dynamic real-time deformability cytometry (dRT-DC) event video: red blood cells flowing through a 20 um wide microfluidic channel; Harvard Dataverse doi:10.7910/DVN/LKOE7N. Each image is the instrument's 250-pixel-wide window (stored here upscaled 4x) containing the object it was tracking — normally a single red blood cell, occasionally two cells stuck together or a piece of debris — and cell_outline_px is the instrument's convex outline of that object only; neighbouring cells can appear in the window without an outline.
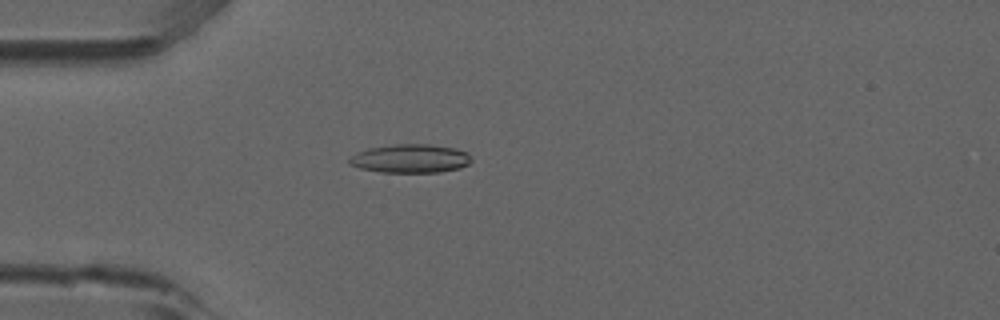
{"species": "common noctule bat (a hibernating species)", "species_latin": "Nyctalus noctula", "temperature_condition": "room temperature", "stored_images_in_passage": 53, "camera_frame_rate_fps": 3000, "um_per_image_px": 0.085, "animal": {"sex": "male", "forearm_length_mm": 52.5}, "frame": {"image": 1, "passage_image": 15, "time_ms": 4.667, "image_size_px": [1000, 320], "cell_outline_px": [[472, 160], [468, 164], [460, 168], [440, 172], [380, 172], [360, 168], [348, 164], [348, 160], [356, 152], [368, 148], [396, 144], [428, 144], [456, 148], [468, 152], [472, 156]], "centroid_in_image_um": [34.9, 13.47], "position_along_channel_um": 50.1, "area_um2": 20.52}}
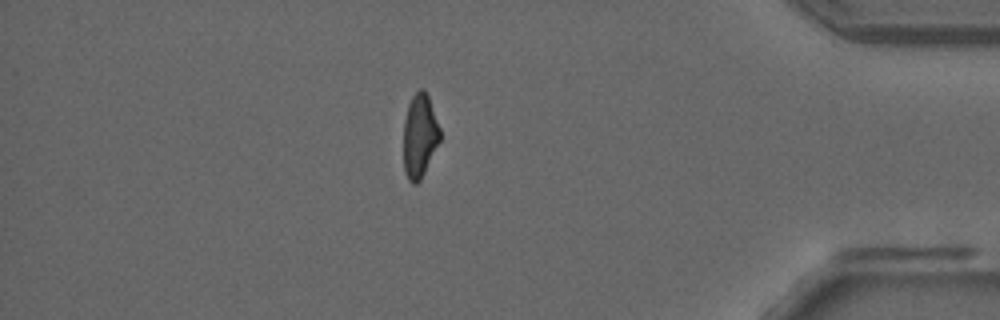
{"frame": {"image": 2, "passage_image": 46, "time_ms": 15.0, "image_size_px": [1000, 320], "cell_outline_px": [[440, 140], [420, 180], [416, 184], [412, 184], [408, 180], [404, 172], [404, 120], [408, 104], [412, 96], [420, 88], [424, 88], [428, 96], [440, 128]], "centroid_in_image_um": [35.66, 11.54], "position_along_channel_um": 399.5, "area_um2": 17.69}}
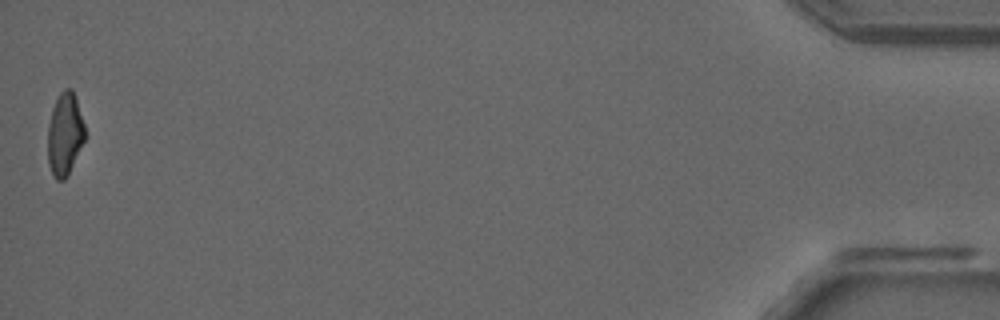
{"frame": {"image": 3, "passage_image": 53, "time_ms": 17.333, "image_size_px": [1000, 320], "cell_outline_px": [[84, 140], [64, 180], [56, 180], [52, 176], [48, 164], [48, 124], [52, 108], [60, 92], [64, 88], [72, 88], [76, 96], [84, 124]], "centroid_in_image_um": [5.48, 11.36], "position_along_channel_um": 429.7, "area_um2": 17.74}, "authors_computed_cell_mechanics": {"area_um2": 19.0162, "velocity_mm_per_s": 3.8677, "shape_relaxation_time_tau1_ms": null, "shape_relaxation_time_tau2_ms": 3.193, "deformation_change_tau1": null, "deformation_change_tau2": 0.1049}}